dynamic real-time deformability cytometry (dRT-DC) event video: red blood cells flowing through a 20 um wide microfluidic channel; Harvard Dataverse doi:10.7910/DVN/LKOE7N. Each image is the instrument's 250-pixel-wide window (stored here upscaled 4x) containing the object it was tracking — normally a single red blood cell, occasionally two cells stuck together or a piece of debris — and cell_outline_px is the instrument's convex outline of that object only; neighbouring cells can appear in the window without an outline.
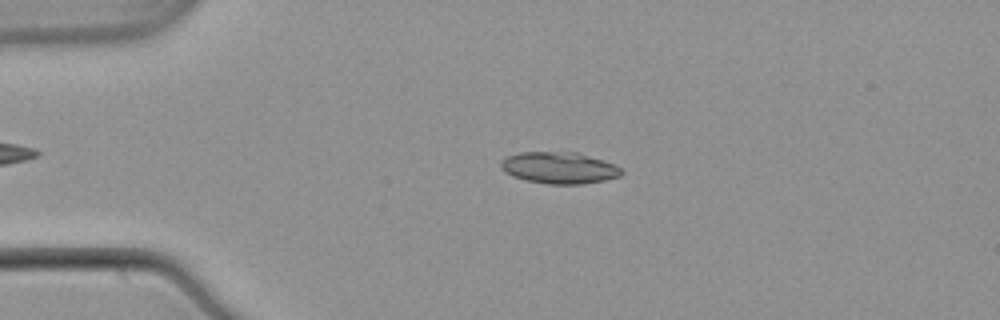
{"species": "common noctule bat (a hibernating species)", "species_latin": "Nyctalus noctula", "temperature_condition": "warm", "stored_images_in_passage": 53, "camera_frame_rate_fps": 3000, "um_per_image_px": 0.085, "animal": {"sex": "male", "body_mass_g": 21.5, "forearm_length_mm": 52.0}, "frame": {"image": 1, "passage_image": 12, "time_ms": 3.667, "image_size_px": [1000, 320], "cell_outline_px": [[624, 172], [620, 176], [604, 180], [584, 184], [548, 184], [524, 180], [512, 176], [504, 172], [500, 168], [500, 160], [508, 156], [520, 152], [576, 152], [604, 160], [616, 164]], "centroid_in_image_um": [47.52, 14.27], "position_along_channel_um": 37.5, "area_um2": 22.43}}
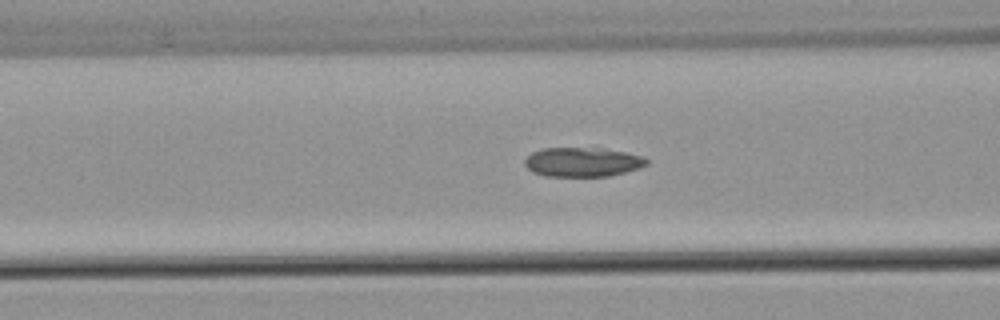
{"frame": {"image": 2, "passage_image": 21, "time_ms": 6.667, "image_size_px": [1000, 320], "cell_outline_px": [[648, 164], [640, 168], [608, 176], [544, 176], [532, 172], [524, 164], [524, 160], [532, 152], [544, 148], [600, 148], [624, 152], [644, 156], [648, 160]], "centroid_in_image_um": [49.51, 13.77], "position_along_channel_um": 117.1, "area_um2": 20.81}}
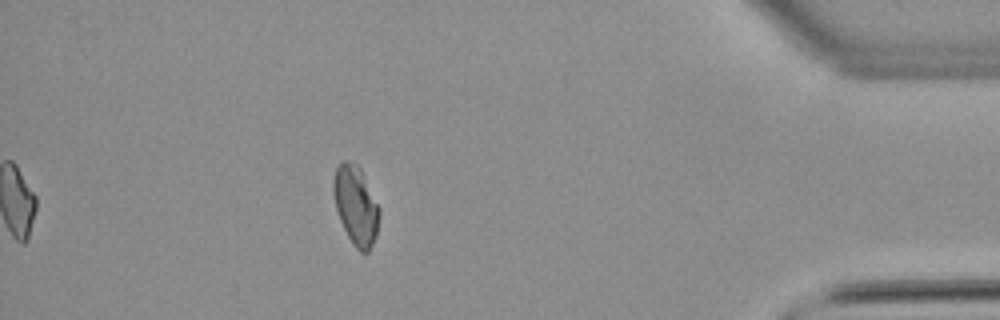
{"frame": {"image": 3, "passage_image": 47, "time_ms": 15.333, "image_size_px": [1000, 320], "cell_outline_px": [[380, 212], [376, 236], [368, 252], [360, 252], [352, 244], [340, 220], [336, 208], [332, 192], [332, 180], [336, 168], [344, 160], [356, 164], [360, 168], [380, 208]], "centroid_in_image_um": [30.24, 17.46], "position_along_channel_um": 405.0, "area_um2": 21.04}, "authors_computed_cell_mechanics": {"area_um2": 20.808, "velocity_mm_per_s": 3.8746, "shape_relaxation_time_tau1_ms": null, "shape_relaxation_time_tau2_ms": 3.1398, "deformation_change_tau1": null, "deformation_change_tau2": 0.0865}}